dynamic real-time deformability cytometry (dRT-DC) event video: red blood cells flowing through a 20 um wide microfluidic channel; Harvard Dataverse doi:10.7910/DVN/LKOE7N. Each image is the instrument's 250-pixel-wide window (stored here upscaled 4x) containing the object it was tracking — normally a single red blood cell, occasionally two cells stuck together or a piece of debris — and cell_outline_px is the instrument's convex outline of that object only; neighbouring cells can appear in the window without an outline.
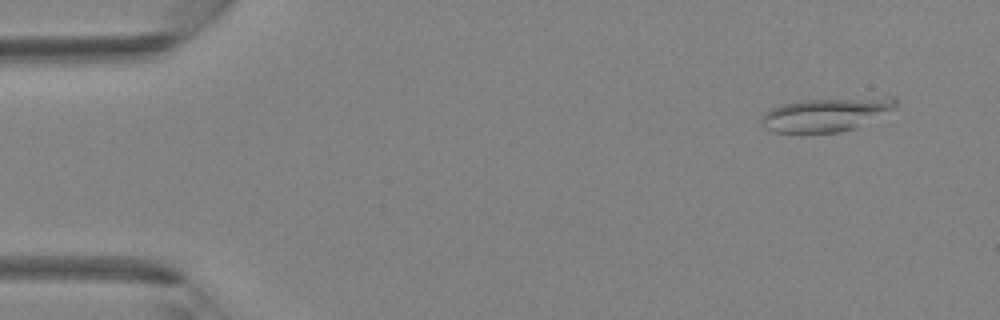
{"species": "Egyptian fruit bat (a non-hibernating species)", "species_latin": "Rousettus aegyptiacus", "temperature_condition": "room temperature", "stored_images_in_passage": 3, "camera_frame_rate_fps": 3000, "um_per_image_px": 0.085, "animal": {"sex": "female"}, "frame": {"image": 1, "passage_image": 1, "time_ms": 0.0, "image_size_px": [1000, 320], "cell_outline_px": [[900, 108], [856, 128], [840, 132], [772, 132], [764, 128], [760, 124], [760, 120], [772, 108], [784, 104], [800, 100], [888, 92], [896, 96]], "centroid_in_image_um": [70.5, 9.63], "position_along_channel_um": 14.5, "area_um2": 28.26}}